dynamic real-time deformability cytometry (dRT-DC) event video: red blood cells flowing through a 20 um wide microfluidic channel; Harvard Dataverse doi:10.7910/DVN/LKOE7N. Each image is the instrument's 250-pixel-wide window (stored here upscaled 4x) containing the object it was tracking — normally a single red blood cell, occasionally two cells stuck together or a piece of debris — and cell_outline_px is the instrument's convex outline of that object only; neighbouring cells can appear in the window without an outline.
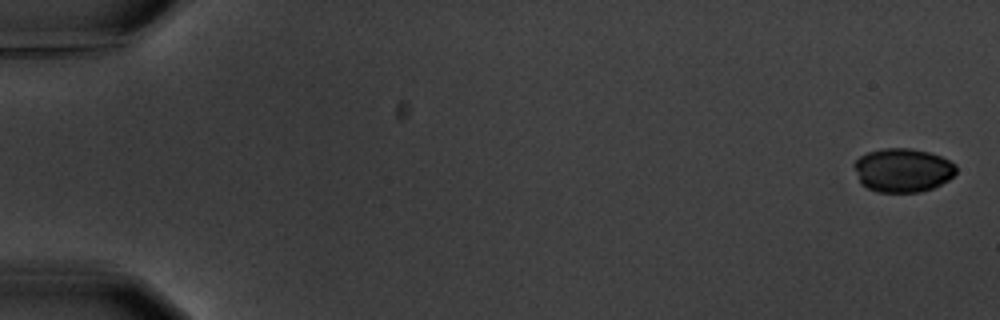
{"species": "common noctule bat (a hibernating species)", "species_latin": "Nyctalus noctula", "temperature_condition": "warm", "stored_images_in_passage": 9, "camera_frame_rate_fps": 3000, "um_per_image_px": 0.085, "animal": {"sex": "male", "body_mass_g": 20.1, "forearm_length_mm": 53.5}, "frame": {"image": 1, "passage_image": 1, "time_ms": 0.0, "image_size_px": [1000, 320], "cell_outline_px": [[956, 172], [948, 180], [932, 188], [920, 192], [876, 192], [860, 184], [852, 164], [860, 156], [868, 152], [884, 148], [912, 148], [928, 152], [940, 156], [956, 164]], "centroid_in_image_um": [76.7, 14.46], "position_along_channel_um": 8.3, "area_um2": 26.13}}
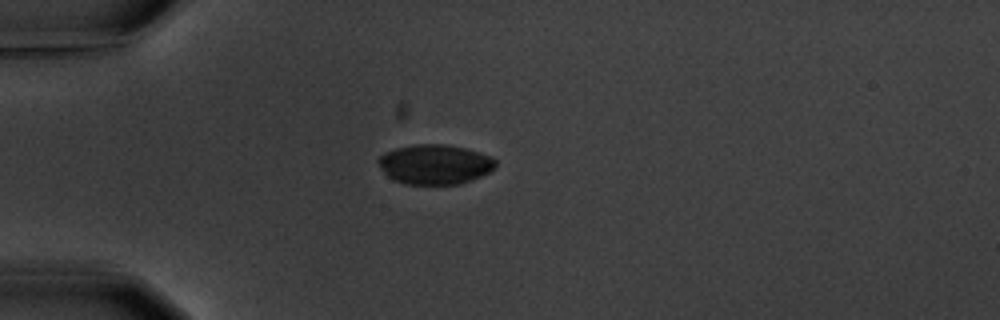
{"frame": {"image": 2, "passage_image": 4, "time_ms": 5.0, "image_size_px": [1000, 320], "cell_outline_px": [[496, 168], [480, 176], [460, 184], [404, 184], [392, 180], [380, 168], [376, 160], [384, 152], [396, 148], [416, 144], [444, 144], [464, 148], [488, 156], [496, 160]], "centroid_in_image_um": [36.91, 13.97], "position_along_channel_um": 48.1, "area_um2": 27.11}}
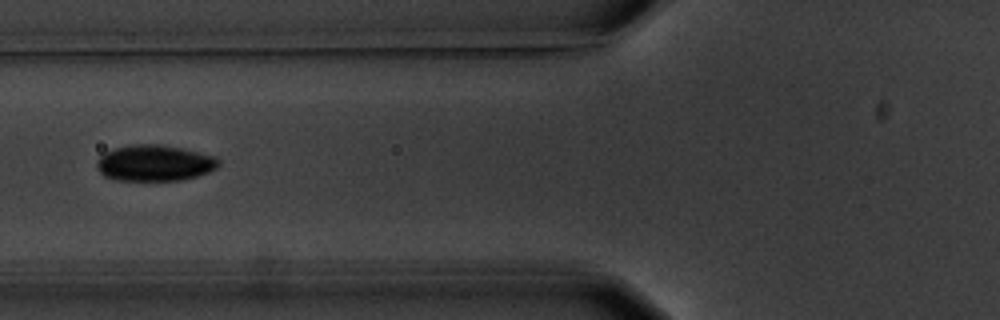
{"frame": {"image": 3, "passage_image": 6, "time_ms": 7.333, "image_size_px": [1000, 320], "cell_outline_px": [[220, 164], [216, 168], [208, 172], [196, 176], [180, 180], [116, 180], [104, 176], [96, 168], [96, 160], [104, 152], [116, 148], [132, 144], [160, 144], [180, 148], [216, 156], [220, 160]], "centroid_in_image_um": [13.12, 13.85], "position_along_channel_um": 112.7, "area_um2": 25.66}}